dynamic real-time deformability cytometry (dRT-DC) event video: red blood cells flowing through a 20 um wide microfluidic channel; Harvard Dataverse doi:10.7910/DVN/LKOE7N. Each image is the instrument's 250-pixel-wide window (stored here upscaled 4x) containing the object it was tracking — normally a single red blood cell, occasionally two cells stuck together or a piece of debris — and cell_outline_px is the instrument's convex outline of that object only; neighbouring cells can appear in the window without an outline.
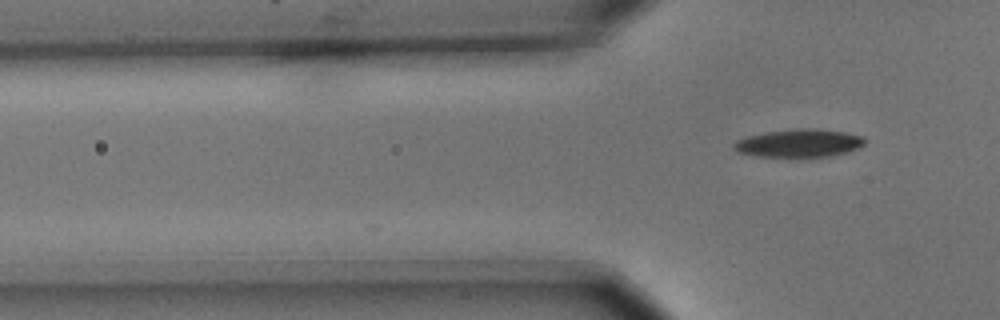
{"species": "common noctule bat (a hibernating species)", "species_latin": "Nyctalus noctula", "temperature_condition": "cold", "stored_images_in_passage": 2, "camera_frame_rate_fps": 3000, "um_per_image_px": 0.085, "animal": {"sex": "male", "body_mass_g": 15.6}, "frame": {"image": 1, "passage_image": 2, "time_ms": 0.333, "image_size_px": [1000, 320], "cell_outline_px": [[868, 140], [864, 144], [848, 152], [832, 156], [796, 160], [756, 156], [740, 152], [732, 148], [732, 144], [736, 140], [748, 136], [768, 132], [796, 128], [808, 128], [844, 132], [864, 136]], "centroid_in_image_um": [67.92, 12.22], "position_along_channel_um": 57.9, "area_um2": 22.25}}